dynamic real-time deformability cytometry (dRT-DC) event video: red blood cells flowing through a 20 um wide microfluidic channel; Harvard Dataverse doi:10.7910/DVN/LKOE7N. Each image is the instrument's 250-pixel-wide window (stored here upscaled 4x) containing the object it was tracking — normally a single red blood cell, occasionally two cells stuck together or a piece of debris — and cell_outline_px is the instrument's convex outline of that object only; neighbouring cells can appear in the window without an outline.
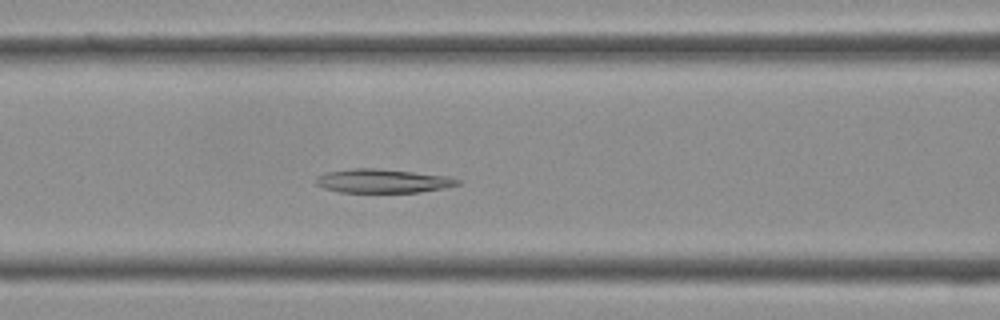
{"species": "Egyptian fruit bat (a non-hibernating species)", "species_latin": "Rousettus aegyptiacus", "temperature_condition": "cold", "stored_images_in_passage": 39, "camera_frame_rate_fps": 3000, "um_per_image_px": 0.085, "frame": {"image": 1, "passage_image": 16, "time_ms": 5.0, "image_size_px": [1000, 320], "cell_outline_px": [[464, 180], [460, 184], [420, 192], [340, 192], [324, 188], [316, 184], [316, 176], [328, 172], [352, 168], [372, 168], [412, 172], [448, 176]], "centroid_in_image_um": [32.54, 15.38], "position_along_channel_um": 134.1, "area_um2": 19.48}}
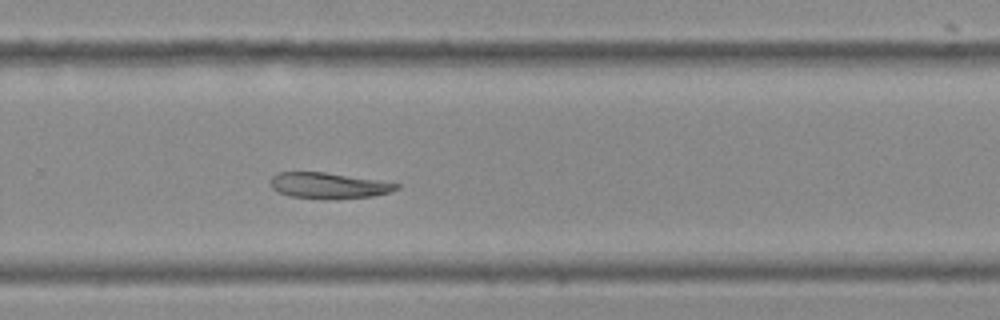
{"frame": {"image": 2, "passage_image": 26, "time_ms": 8.333, "image_size_px": [1000, 320], "cell_outline_px": [[400, 188], [388, 192], [372, 196], [288, 196], [276, 192], [272, 188], [268, 180], [272, 176], [280, 172], [324, 172], [376, 180], [400, 184]], "centroid_in_image_um": [27.85, 15.72], "position_along_channel_um": 302.0, "area_um2": 17.92}}
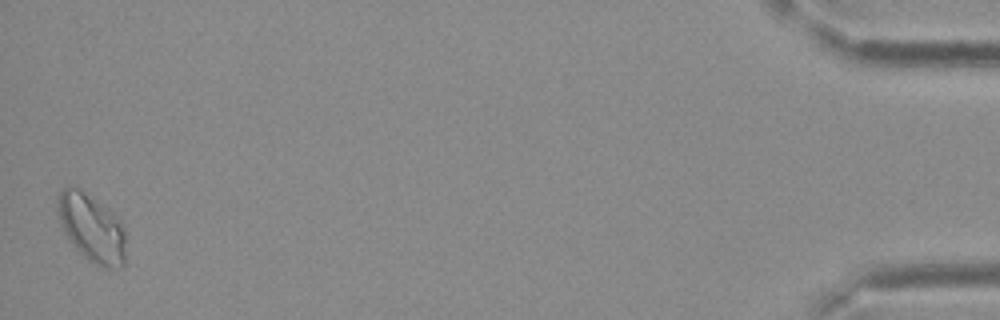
{"frame": {"image": 3, "passage_image": 39, "time_ms": 12.667, "image_size_px": [1000, 320], "cell_outline_px": [[124, 264], [120, 268], [104, 268], [88, 260], [72, 244], [60, 228], [56, 204], [60, 192], [68, 184], [80, 188], [112, 212], [120, 220], [124, 228]], "centroid_in_image_um": [7.75, 19.36], "position_along_channel_um": 427.4, "area_um2": 27.11}}